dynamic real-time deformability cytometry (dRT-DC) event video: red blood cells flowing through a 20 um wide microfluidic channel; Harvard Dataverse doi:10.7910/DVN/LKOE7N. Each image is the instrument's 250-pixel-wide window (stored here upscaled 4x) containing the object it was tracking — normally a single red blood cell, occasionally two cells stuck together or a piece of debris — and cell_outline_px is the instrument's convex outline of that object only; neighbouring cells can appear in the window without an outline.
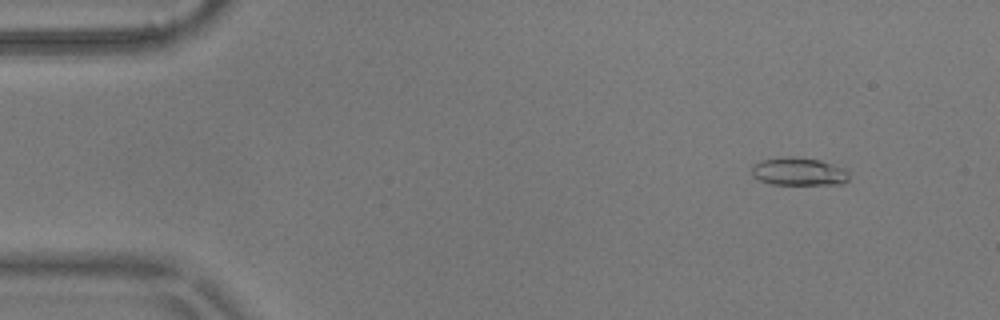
{"species": "common noctule bat (a hibernating species)", "species_latin": "Nyctalus noctula", "temperature_condition": "warm", "stored_images_in_passage": 4, "camera_frame_rate_fps": 3000, "um_per_image_px": 0.085, "animal": {"sex": "male", "body_mass_g": 17.9}, "frame": {"image": 1, "passage_image": 1, "time_ms": 0.0, "image_size_px": [1000, 320], "cell_outline_px": [[848, 180], [844, 184], [772, 184], [760, 180], [752, 176], [752, 164], [760, 160], [792, 156], [796, 156], [820, 160], [844, 168], [848, 172]], "centroid_in_image_um": [67.88, 14.58], "position_along_channel_um": 17.1, "area_um2": 15.9}}